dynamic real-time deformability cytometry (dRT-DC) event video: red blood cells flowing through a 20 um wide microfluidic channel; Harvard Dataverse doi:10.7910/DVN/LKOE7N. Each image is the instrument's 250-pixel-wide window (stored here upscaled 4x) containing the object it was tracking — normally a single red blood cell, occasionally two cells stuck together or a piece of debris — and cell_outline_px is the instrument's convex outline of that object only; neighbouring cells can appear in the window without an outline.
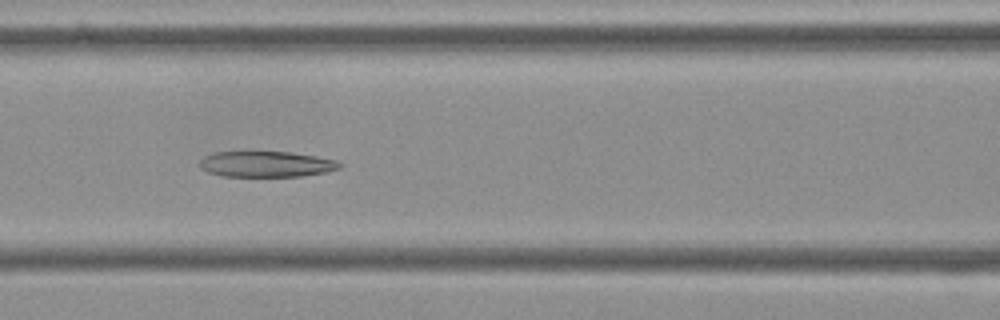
{"species": "Egyptian fruit bat (a non-hibernating species)", "species_latin": "Rousettus aegyptiacus", "temperature_condition": "cold", "stored_images_in_passage": 7, "camera_frame_rate_fps": 3000, "um_per_image_px": 0.085, "frame": {"image": 1, "passage_image": 7, "time_ms": 2.0, "image_size_px": [1000, 320], "cell_outline_px": [[344, 164], [340, 168], [328, 172], [300, 176], [220, 176], [208, 172], [200, 168], [200, 160], [204, 156], [212, 152], [288, 152], [316, 156], [336, 160]], "centroid_in_image_um": [22.64, 13.95], "position_along_channel_um": 144.0, "area_um2": 21.1}}